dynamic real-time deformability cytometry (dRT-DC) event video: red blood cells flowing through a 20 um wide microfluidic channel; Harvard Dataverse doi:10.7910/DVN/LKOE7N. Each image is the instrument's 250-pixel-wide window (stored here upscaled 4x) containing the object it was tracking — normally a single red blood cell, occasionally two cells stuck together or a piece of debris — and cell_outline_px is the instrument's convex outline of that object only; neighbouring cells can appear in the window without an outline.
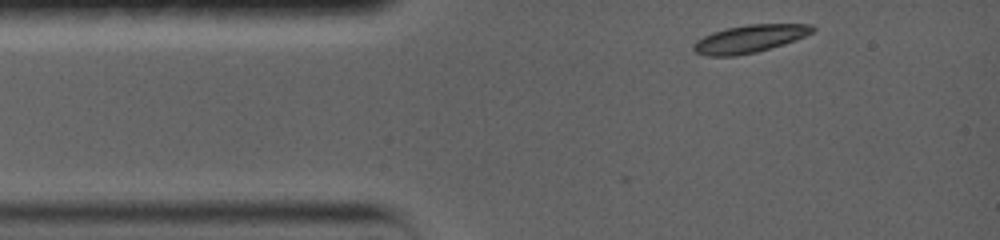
{"species": "common noctule bat (a hibernating species)", "species_latin": "Nyctalus noctula", "temperature_condition": "warm", "stored_images_in_passage": 25, "camera_frame_rate_fps": 5000, "um_per_image_px": 0.085, "animal": {"sex": "female", "body_mass_g": 19.0, "forearm_length_mm": 56.7}, "frame": {"image": 1, "passage_image": 1, "time_ms": 0.0, "image_size_px": [1000, 240], "cell_outline_px": [[816, 28], [812, 32], [796, 40], [784, 44], [756, 52], [732, 56], [708, 56], [696, 52], [692, 48], [692, 44], [696, 40], [712, 32], [724, 28], [748, 24], [812, 24]], "centroid_in_image_um": [63.7, 3.29], "position_along_channel_um": 21.3, "area_um2": 19.25}}
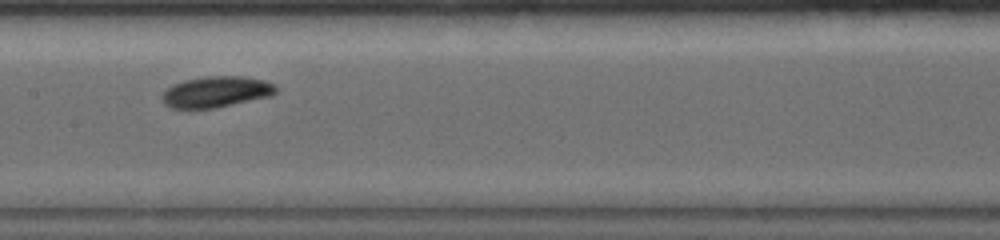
{"frame": {"image": 2, "passage_image": 14, "time_ms": 5.4, "image_size_px": [1000, 240], "cell_outline_px": [[276, 88], [272, 92], [260, 96], [208, 108], [176, 108], [168, 104], [164, 100], [164, 92], [172, 84], [184, 80], [204, 76], [240, 76], [264, 80], [272, 84]], "centroid_in_image_um": [18.26, 7.75], "position_along_channel_um": 189.1, "area_um2": 19.13}}
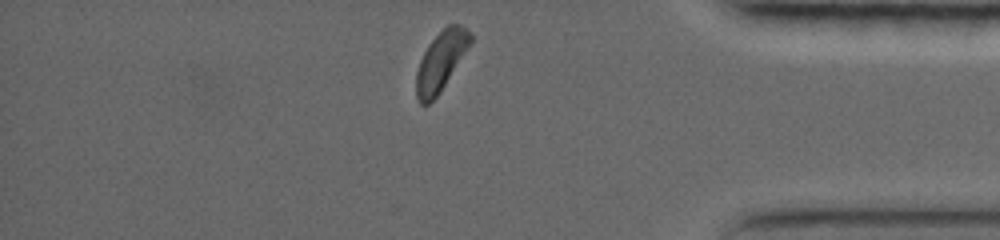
{"frame": {"image": 3, "passage_image": 25, "time_ms": 11.6, "image_size_px": [1000, 240], "cell_outline_px": [[472, 40], [440, 92], [428, 104], [420, 104], [416, 96], [416, 72], [420, 60], [428, 44], [448, 24], [460, 24], [472, 36]], "centroid_in_image_um": [37.44, 5.2], "position_along_channel_um": 397.8, "area_um2": 18.15}, "authors_computed_cell_mechanics": {"area_um2": 19.074, "velocity_mm_per_s": 3.7388, "shape_relaxation_time_tau1_ms": 1.6207, "shape_relaxation_time_tau2_ms": null, "deformation_change_tau1": 0.0882, "deformation_change_tau2": null}}